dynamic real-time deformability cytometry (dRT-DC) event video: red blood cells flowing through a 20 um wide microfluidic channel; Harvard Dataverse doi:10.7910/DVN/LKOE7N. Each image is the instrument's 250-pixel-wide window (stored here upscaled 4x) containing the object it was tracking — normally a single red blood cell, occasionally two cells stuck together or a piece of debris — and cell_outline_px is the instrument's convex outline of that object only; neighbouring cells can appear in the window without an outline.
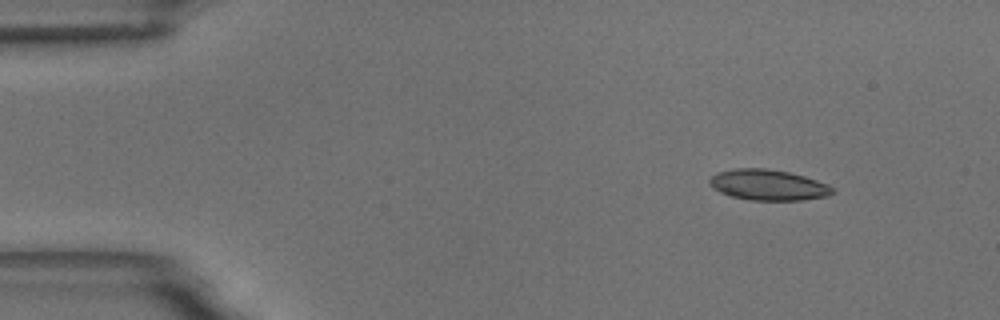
{"species": "common noctule bat (a hibernating species)", "species_latin": "Nyctalus noctula", "temperature_condition": "room temperature", "stored_images_in_passage": 49, "camera_frame_rate_fps": 3000, "um_per_image_px": 0.085, "animal": {"sex": "male", "body_mass_g": 18.8}, "frame": {"image": 1, "passage_image": 1, "time_ms": 0.0, "image_size_px": [1000, 320], "cell_outline_px": [[836, 192], [828, 196], [804, 200], [752, 200], [732, 196], [720, 192], [712, 188], [708, 184], [708, 180], [716, 172], [736, 168], [768, 168], [788, 172], [804, 176], [828, 184]], "centroid_in_image_um": [65.28, 15.71], "position_along_channel_um": 19.7, "area_um2": 22.14}}
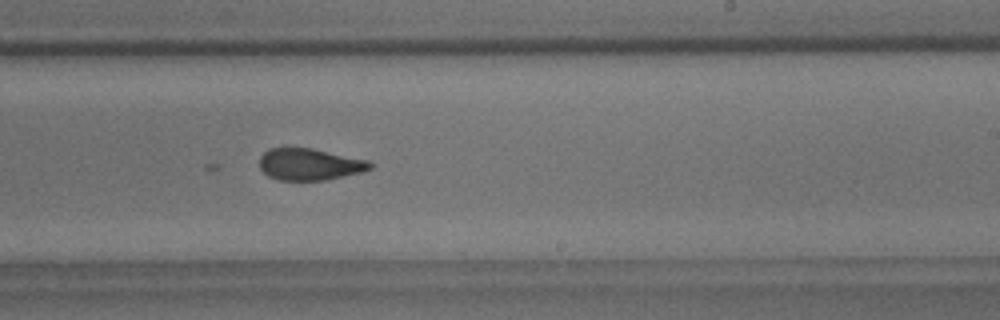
{"frame": {"image": 2, "passage_image": 28, "time_ms": 9.0, "image_size_px": [1000, 320], "cell_outline_px": [[372, 168], [360, 172], [324, 180], [280, 180], [268, 176], [260, 168], [260, 156], [268, 148], [312, 148], [368, 160], [372, 164]], "centroid_in_image_um": [26.29, 13.96], "position_along_channel_um": 262.7, "area_um2": 20.29}}
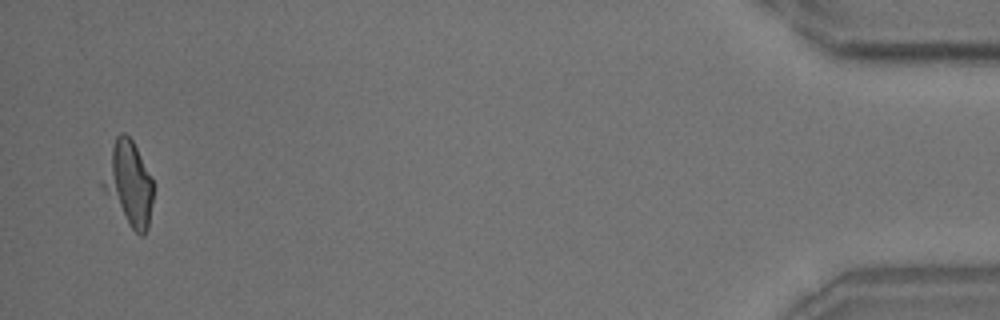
{"frame": {"image": 3, "passage_image": 48, "time_ms": 15.667, "image_size_px": [1000, 320], "cell_outline_px": [[156, 184], [148, 228], [144, 236], [140, 236], [132, 228], [100, 188], [100, 184], [116, 136], [120, 132], [124, 132], [132, 140]], "centroid_in_image_um": [10.98, 15.63], "position_along_channel_um": 424.2, "area_um2": 24.8}}